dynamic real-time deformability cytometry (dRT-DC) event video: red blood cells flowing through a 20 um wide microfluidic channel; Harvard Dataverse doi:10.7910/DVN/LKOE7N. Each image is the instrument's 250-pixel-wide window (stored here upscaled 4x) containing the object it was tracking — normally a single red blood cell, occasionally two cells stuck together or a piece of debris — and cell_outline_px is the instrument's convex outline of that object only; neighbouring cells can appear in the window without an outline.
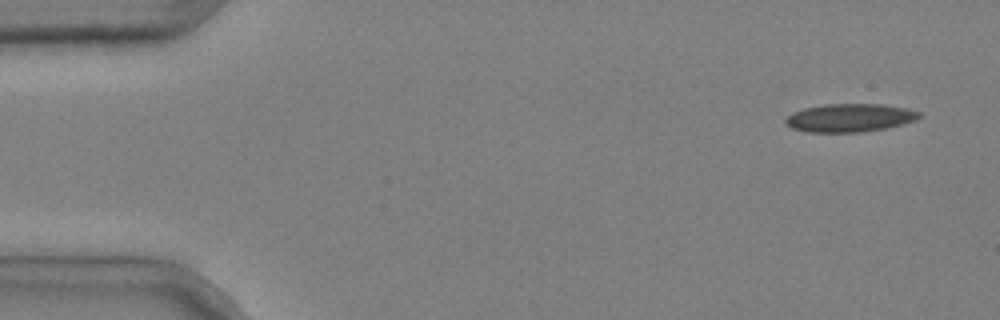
{"species": "common noctule bat (a hibernating species)", "species_latin": "Nyctalus noctula", "temperature_condition": "cold", "stored_images_in_passage": 9, "camera_frame_rate_fps": 3000, "um_per_image_px": 0.085, "animal": {"sex": "male", "body_mass_g": 20.4}, "frame": {"image": 1, "passage_image": 1, "time_ms": 0.0, "image_size_px": [1000, 320], "cell_outline_px": [[920, 116], [916, 120], [884, 128], [860, 132], [808, 132], [792, 128], [784, 124], [784, 120], [792, 112], [804, 108], [824, 104], [884, 104], [908, 108], [920, 112]], "centroid_in_image_um": [72.2, 10.0], "position_along_channel_um": 12.8, "area_um2": 21.96}}
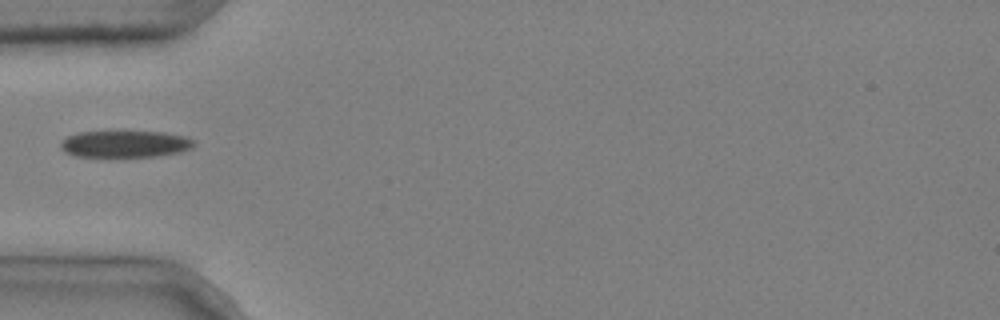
{"frame": {"image": 2, "passage_image": 4, "time_ms": 1.0, "image_size_px": [1000, 320], "cell_outline_px": [[196, 144], [192, 148], [180, 152], [156, 156], [76, 156], [64, 152], [60, 148], [60, 140], [68, 136], [80, 132], [164, 132], [188, 136], [196, 140]], "centroid_in_image_um": [10.67, 12.23], "position_along_channel_um": 74.3, "area_um2": 20.87}}
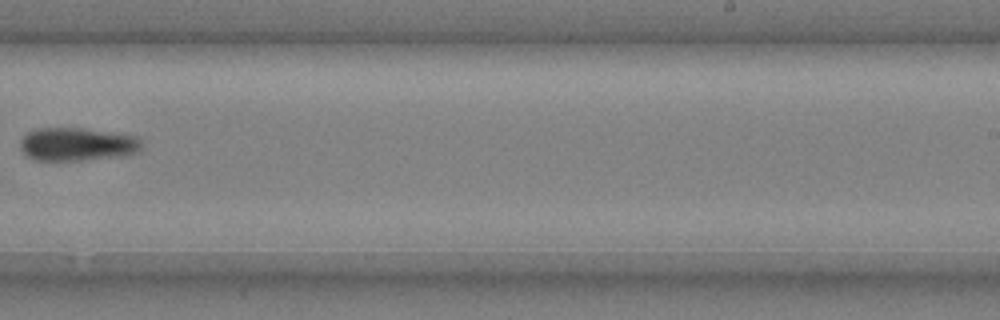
{"frame": {"image": 3, "passage_image": 9, "time_ms": 2.667, "image_size_px": [1000, 320], "cell_outline_px": [[140, 152], [124, 156], [80, 160], [32, 160], [20, 148], [20, 140], [28, 132], [40, 128], [80, 128], [136, 136], [140, 140]], "centroid_in_image_um": [6.55, 12.27], "position_along_channel_um": 282.5, "area_um2": 23.35}}